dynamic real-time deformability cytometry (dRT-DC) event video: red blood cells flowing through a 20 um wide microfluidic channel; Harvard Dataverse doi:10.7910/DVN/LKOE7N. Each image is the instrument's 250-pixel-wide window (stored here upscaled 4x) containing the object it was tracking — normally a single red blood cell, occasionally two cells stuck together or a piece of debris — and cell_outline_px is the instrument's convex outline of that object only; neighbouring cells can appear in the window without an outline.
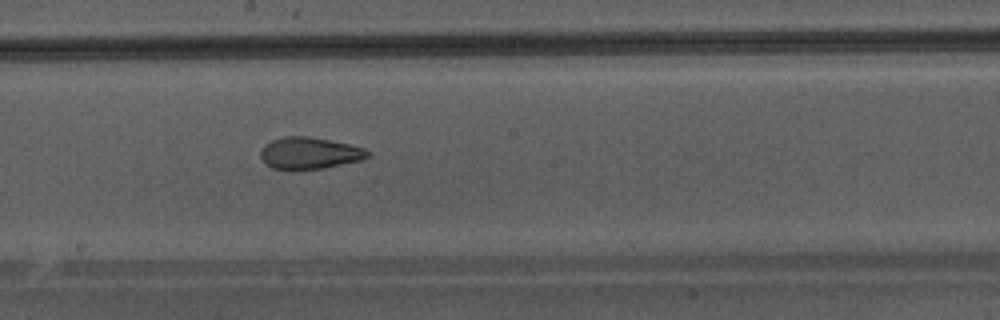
{"species": "Egyptian fruit bat (a non-hibernating species)", "species_latin": "Rousettus aegyptiacus", "temperature_condition": "warm", "stored_images_in_passage": 48, "camera_frame_rate_fps": 3000, "um_per_image_px": 0.085, "animal": {"sex": "male"}, "frame": {"image": 1, "passage_image": 28, "time_ms": 9.0, "image_size_px": [1000, 320], "cell_outline_px": [[368, 156], [364, 160], [324, 168], [272, 168], [260, 156], [260, 152], [264, 144], [272, 140], [284, 136], [308, 136], [348, 144], [364, 148], [368, 152]], "centroid_in_image_um": [26.32, 13.0], "position_along_channel_um": 221.9, "area_um2": 19.42}}